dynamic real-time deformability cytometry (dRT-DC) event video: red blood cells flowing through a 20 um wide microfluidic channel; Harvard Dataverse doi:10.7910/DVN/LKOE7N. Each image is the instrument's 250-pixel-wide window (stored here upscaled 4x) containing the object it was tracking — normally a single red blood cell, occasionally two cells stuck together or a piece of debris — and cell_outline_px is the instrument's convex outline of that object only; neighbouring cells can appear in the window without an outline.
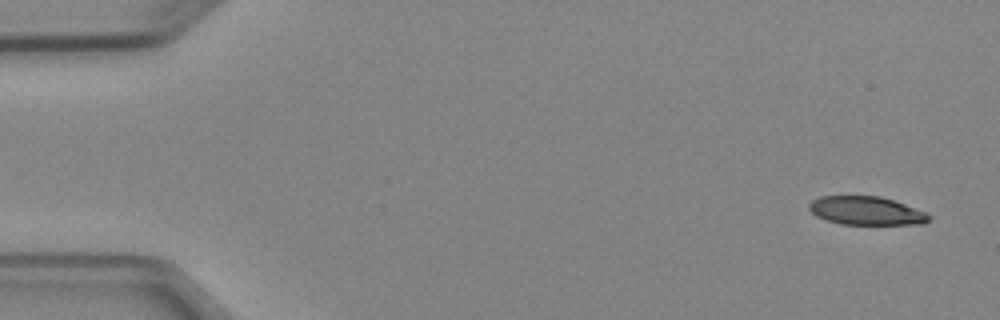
{"species": "Egyptian fruit bat (a non-hibernating species)", "species_latin": "Rousettus aegyptiacus", "temperature_condition": "cold", "stored_images_in_passage": 6, "camera_frame_rate_fps": 3000, "um_per_image_px": 0.085, "animal": {"sex": "female"}, "frame": {"image": 1, "passage_image": 1, "time_ms": 0.0, "image_size_px": [1000, 320], "cell_outline_px": [[932, 216], [924, 224], [840, 224], [816, 216], [808, 208], [808, 204], [812, 200], [820, 196], [880, 196], [928, 212]], "centroid_in_image_um": [73.64, 17.91], "position_along_channel_um": 11.4, "area_um2": 19.88}}